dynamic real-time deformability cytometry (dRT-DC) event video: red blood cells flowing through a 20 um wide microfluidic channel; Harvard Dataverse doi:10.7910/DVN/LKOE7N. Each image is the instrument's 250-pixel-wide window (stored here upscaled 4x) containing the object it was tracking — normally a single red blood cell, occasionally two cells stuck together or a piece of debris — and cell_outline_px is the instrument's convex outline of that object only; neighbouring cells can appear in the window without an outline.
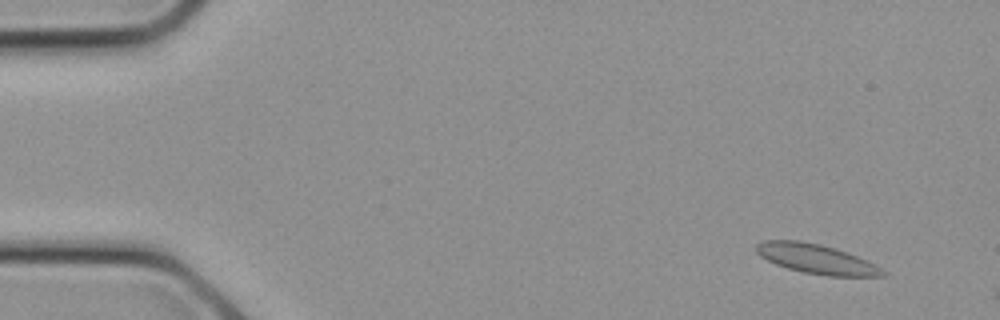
{"species": "common noctule bat (a hibernating species)", "species_latin": "Nyctalus noctula", "temperature_condition": "cold", "stored_images_in_passage": 6, "camera_frame_rate_fps": 3000, "um_per_image_px": 0.085, "animal": {"sex": "female", "body_mass_g": 21.9}, "frame": {"image": 1, "passage_image": 2, "time_ms": 0.333, "image_size_px": [1000, 320], "cell_outline_px": [[888, 272], [884, 276], [828, 276], [804, 272], [788, 268], [776, 264], [760, 256], [756, 252], [756, 244], [764, 240], [800, 240], [820, 244], [836, 248], [848, 252], [876, 264]], "centroid_in_image_um": [69.42, 22.0], "position_along_channel_um": 15.6, "area_um2": 21.85}}